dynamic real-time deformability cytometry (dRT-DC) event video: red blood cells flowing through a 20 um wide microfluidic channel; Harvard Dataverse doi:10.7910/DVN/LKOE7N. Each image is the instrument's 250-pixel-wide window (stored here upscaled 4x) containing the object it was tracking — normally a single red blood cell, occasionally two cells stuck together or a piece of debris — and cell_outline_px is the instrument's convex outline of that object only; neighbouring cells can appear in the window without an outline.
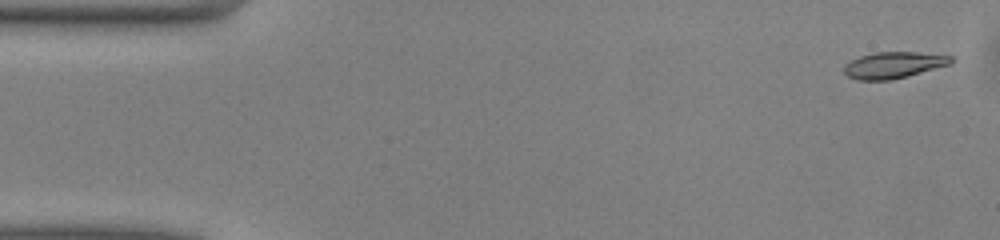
{"species": "common noctule bat (a hibernating species)", "species_latin": "Nyctalus noctula", "temperature_condition": "warm", "stored_images_in_passage": 50, "camera_frame_rate_fps": 3000, "um_per_image_px": 0.085, "animal": {"sex": "male", "body_mass_g": 13.0, "forearm_length_mm": 53.1}, "frame": {"image": 1, "passage_image": 2, "time_ms": 0.333, "image_size_px": [1000, 240], "cell_outline_px": [[952, 64], [908, 76], [892, 80], [856, 80], [848, 76], [844, 72], [844, 64], [860, 56], [876, 52], [916, 52], [952, 56]], "centroid_in_image_um": [75.95, 5.54], "position_along_channel_um": 9.0, "area_um2": 16.47}}
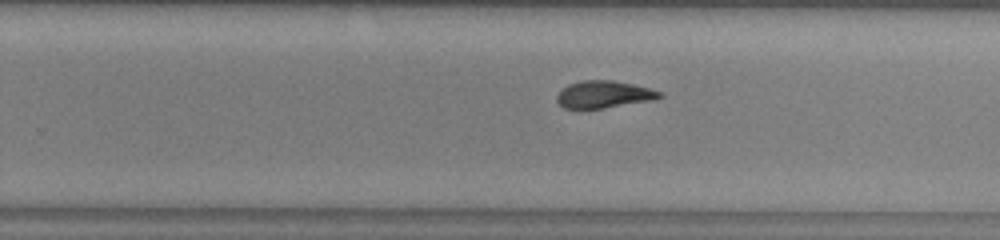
{"frame": {"image": 2, "passage_image": 31, "time_ms": 10.0, "image_size_px": [1000, 240], "cell_outline_px": [[664, 96], [656, 100], [604, 108], [564, 108], [556, 100], [556, 96], [568, 84], [584, 80], [612, 80], [632, 84], [664, 92]], "centroid_in_image_um": [51.39, 8.03], "position_along_channel_um": 278.4, "area_um2": 16.3}}
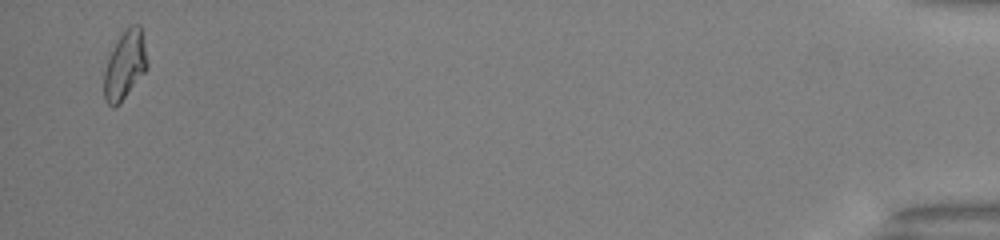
{"frame": {"image": 3, "passage_image": 49, "time_ms": 16.0, "image_size_px": [1000, 240], "cell_outline_px": [[148, 68], [120, 104], [112, 108], [104, 100], [104, 72], [108, 60], [120, 36], [132, 24], [140, 24], [148, 64]], "centroid_in_image_um": [10.62, 5.6], "position_along_channel_um": 424.6, "area_um2": 16.94}, "authors_computed_cell_mechanics": {"area_um2": 16.8776, "velocity_mm_per_s": 4.0558, "shape_relaxation_time_tau1_ms": 4.8344, "shape_relaxation_time_tau2_ms": 2.0466, "deformation_change_tau1": 0.1675, "deformation_change_tau2": 0.0791}}